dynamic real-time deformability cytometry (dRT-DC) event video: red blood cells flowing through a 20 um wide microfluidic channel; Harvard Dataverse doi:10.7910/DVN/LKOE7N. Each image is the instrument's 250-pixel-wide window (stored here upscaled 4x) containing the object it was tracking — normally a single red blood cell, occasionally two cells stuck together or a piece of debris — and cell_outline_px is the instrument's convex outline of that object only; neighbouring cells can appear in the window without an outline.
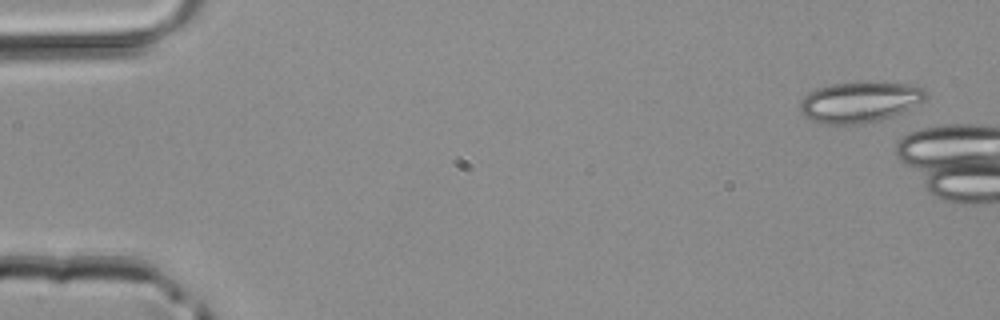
{"species": "common noctule bat (a hibernating species)", "species_latin": "Nyctalus noctula", "temperature_condition": "room temperature", "stored_images_in_passage": 2, "camera_frame_rate_fps": 3000, "um_per_image_px": 0.085, "animal": {"sex": "male", "body_mass_g": 20.4}, "frame": {"image": 1, "passage_image": 2, "time_ms": 0.333, "image_size_px": [1000, 320], "cell_outline_px": [[928, 96], [924, 100], [892, 116], [880, 120], [860, 124], [824, 124], [812, 120], [804, 116], [800, 112], [800, 100], [808, 92], [816, 88], [832, 84], [860, 80], [868, 80], [912, 84], [924, 88]], "centroid_in_image_um": [73.06, 8.63], "position_along_channel_um": 11.9, "area_um2": 30.52}}